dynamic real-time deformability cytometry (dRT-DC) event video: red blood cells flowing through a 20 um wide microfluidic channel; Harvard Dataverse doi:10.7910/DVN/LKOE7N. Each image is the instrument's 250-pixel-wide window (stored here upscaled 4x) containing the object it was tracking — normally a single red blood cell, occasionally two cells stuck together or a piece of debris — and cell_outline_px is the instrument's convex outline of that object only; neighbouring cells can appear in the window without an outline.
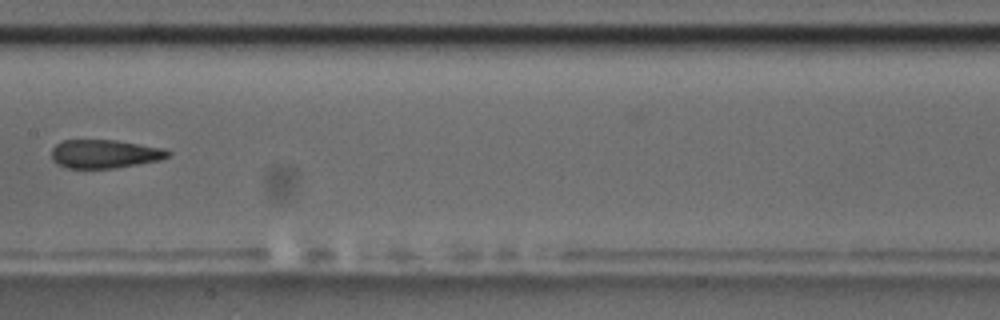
{"species": "common noctule bat (a hibernating species)", "species_latin": "Nyctalus noctula", "temperature_condition": "room temperature", "stored_images_in_passage": 17, "camera_frame_rate_fps": 3000, "um_per_image_px": 0.085, "animal": {"sex": "male", "body_mass_g": 17.5, "forearm_length_mm": 52.3}, "frame": {"image": 1, "passage_image": 8, "time_ms": 8.333, "image_size_px": [1000, 320], "cell_outline_px": [[172, 152], [168, 156], [160, 160], [112, 168], [68, 168], [60, 164], [52, 156], [52, 148], [56, 144], [64, 140], [116, 140], [164, 148]], "centroid_in_image_um": [8.93, 13.07], "position_along_channel_um": 198.5, "area_um2": 19.07}, "authors_computed_cell_mechanics": {"area_um2": 20.519, "velocity_mm_per_s": 3.6048, "shape_relaxation_time_tau1_ms": 7.859, "shape_relaxation_time_tau2_ms": 2.242, "deformation_change_tau1": 0.1559, "deformation_change_tau2": 0.0723}}